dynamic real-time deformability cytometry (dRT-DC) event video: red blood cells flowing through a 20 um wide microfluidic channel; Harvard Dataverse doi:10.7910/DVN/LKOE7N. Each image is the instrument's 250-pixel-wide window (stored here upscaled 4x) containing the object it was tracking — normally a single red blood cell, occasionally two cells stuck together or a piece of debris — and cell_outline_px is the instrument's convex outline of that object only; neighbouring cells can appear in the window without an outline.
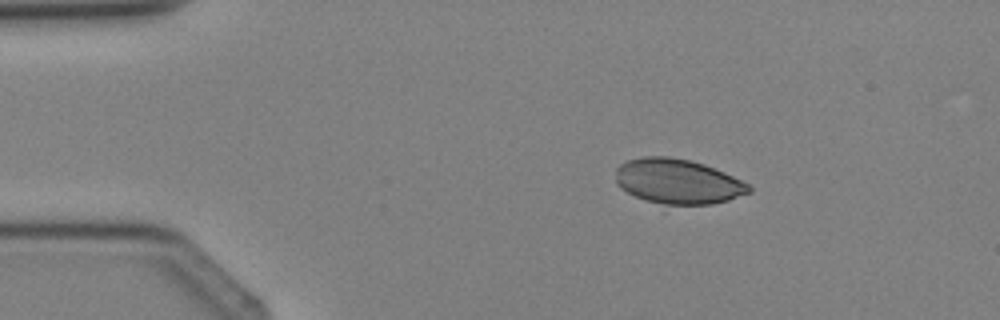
{"species": "Egyptian fruit bat (a non-hibernating species)", "species_latin": "Rousettus aegyptiacus", "temperature_condition": "cold", "stored_images_in_passage": 2, "camera_frame_rate_fps": 3000, "um_per_image_px": 0.085, "animal": {"sex": "female"}, "frame": {"image": 1, "passage_image": 1, "time_ms": 0.0, "image_size_px": [1000, 320], "cell_outline_px": [[752, 192], [728, 200], [712, 204], [664, 204], [648, 200], [636, 196], [620, 188], [616, 184], [616, 168], [620, 164], [628, 160], [644, 156], [668, 156], [692, 160], [704, 164], [724, 172], [748, 184], [752, 188]], "centroid_in_image_um": [57.61, 15.4], "position_along_channel_um": 27.4, "area_um2": 34.74}}